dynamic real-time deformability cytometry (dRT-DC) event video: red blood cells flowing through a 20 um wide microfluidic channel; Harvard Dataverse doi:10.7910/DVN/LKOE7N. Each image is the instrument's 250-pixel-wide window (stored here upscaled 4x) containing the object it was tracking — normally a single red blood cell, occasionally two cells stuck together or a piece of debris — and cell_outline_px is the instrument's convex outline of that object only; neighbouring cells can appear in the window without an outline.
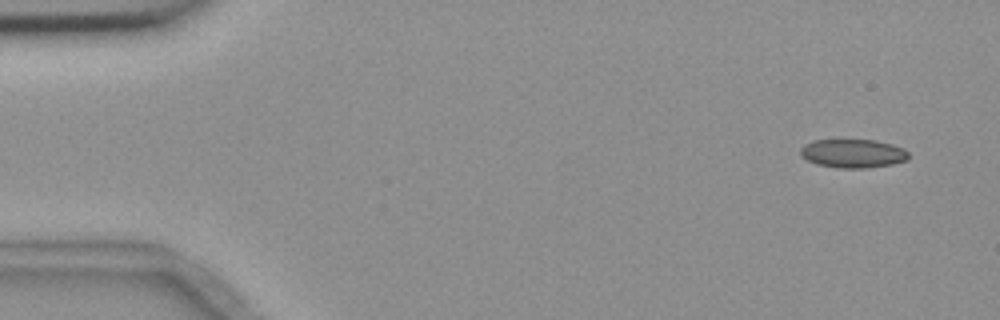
{"species": "common noctule bat (a hibernating species)", "species_latin": "Nyctalus noctula", "temperature_condition": "room temperature", "stored_images_in_passage": 5, "camera_frame_rate_fps": 3000, "um_per_image_px": 0.085, "animal": {"sex": "female", "body_mass_g": 18.4}, "frame": {"image": 1, "passage_image": 2, "time_ms": 1.0, "image_size_px": [1000, 320], "cell_outline_px": [[908, 160], [892, 164], [868, 168], [836, 168], [816, 164], [800, 156], [800, 148], [804, 144], [816, 140], [876, 140], [892, 144], [904, 148], [908, 152]], "centroid_in_image_um": [72.5, 13.05], "position_along_channel_um": 12.5, "area_um2": 18.21}}